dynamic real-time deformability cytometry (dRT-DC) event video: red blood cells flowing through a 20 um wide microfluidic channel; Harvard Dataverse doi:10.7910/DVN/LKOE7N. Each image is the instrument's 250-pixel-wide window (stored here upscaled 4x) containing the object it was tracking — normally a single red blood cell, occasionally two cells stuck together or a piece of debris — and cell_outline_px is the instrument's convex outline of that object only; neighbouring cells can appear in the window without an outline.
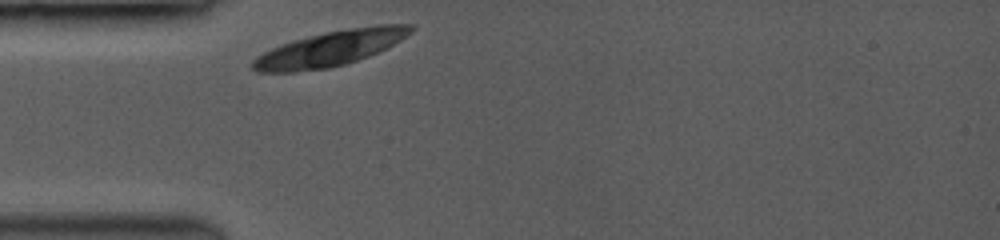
{"species": "common noctule bat (a hibernating species)", "species_latin": "Nyctalus noctula", "temperature_condition": "room temperature", "stored_images_in_passage": 34, "camera_frame_rate_fps": 3500, "um_per_image_px": 0.085, "animal": {"sex": "female", "body_mass_g": 19.0, "forearm_length_mm": 53.3}, "frame": {"image": 1, "passage_image": 1, "time_ms": 0.0, "image_size_px": [1000, 240], "cell_outline_px": [[416, 28], [412, 32], [400, 40], [368, 56], [344, 64], [328, 68], [292, 72], [256, 72], [252, 68], [252, 60], [256, 56], [280, 44], [292, 40], [308, 36], [348, 28], [380, 24], [416, 24]], "centroid_in_image_um": [28.06, 4.11], "position_along_channel_um": 56.9, "area_um2": 32.19}}
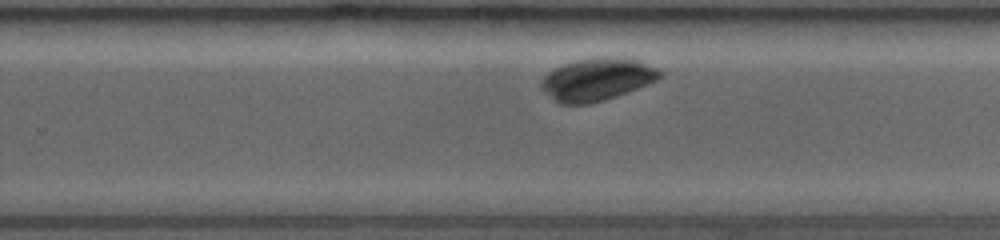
{"frame": {"image": 2, "passage_image": 22, "time_ms": 6.0, "image_size_px": [1000, 240], "cell_outline_px": [[664, 72], [656, 80], [616, 96], [604, 100], [588, 104], [564, 104], [556, 100], [540, 84], [544, 76], [548, 72], [564, 64], [580, 60], [604, 56], [612, 56], [636, 60], [656, 68]], "centroid_in_image_um": [50.77, 6.73], "position_along_channel_um": 279.0, "area_um2": 28.55}}
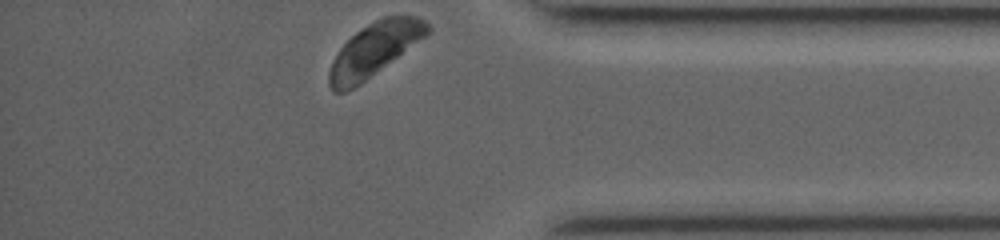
{"frame": {"image": 3, "passage_image": 34, "time_ms": 9.429, "image_size_px": [1000, 240], "cell_outline_px": [[432, 28], [424, 36], [360, 84], [348, 92], [332, 92], [328, 84], [328, 72], [332, 60], [340, 48], [356, 32], [376, 20], [384, 16], [416, 16], [424, 20]], "centroid_in_image_um": [31.75, 4.24], "position_along_channel_um": 403.4, "area_um2": 29.82}}